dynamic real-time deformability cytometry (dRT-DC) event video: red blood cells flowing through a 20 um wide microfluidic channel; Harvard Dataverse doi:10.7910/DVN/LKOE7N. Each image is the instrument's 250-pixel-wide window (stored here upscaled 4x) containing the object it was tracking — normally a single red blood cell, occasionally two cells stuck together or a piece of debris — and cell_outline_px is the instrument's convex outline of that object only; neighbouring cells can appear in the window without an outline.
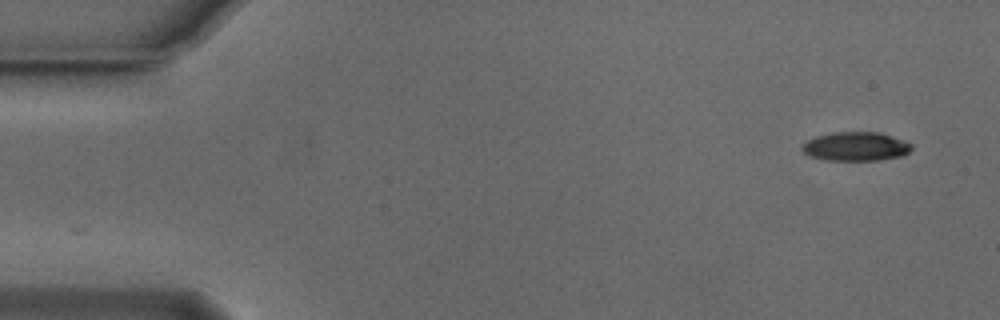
{"species": "Egyptian fruit bat (a non-hibernating species)", "species_latin": "Rousettus aegyptiacus", "temperature_condition": "cold", "stored_images_in_passage": 12, "camera_frame_rate_fps": 3000, "um_per_image_px": 0.085, "animal": {"sex": "male"}, "frame": {"image": 1, "passage_image": 1, "time_ms": 0.0, "image_size_px": [1000, 320], "cell_outline_px": [[912, 148], [908, 152], [900, 156], [876, 160], [824, 160], [808, 156], [800, 148], [808, 140], [816, 136], [832, 132], [880, 132], [912, 144]], "centroid_in_image_um": [72.7, 12.45], "position_along_channel_um": 12.3, "area_um2": 18.32}}